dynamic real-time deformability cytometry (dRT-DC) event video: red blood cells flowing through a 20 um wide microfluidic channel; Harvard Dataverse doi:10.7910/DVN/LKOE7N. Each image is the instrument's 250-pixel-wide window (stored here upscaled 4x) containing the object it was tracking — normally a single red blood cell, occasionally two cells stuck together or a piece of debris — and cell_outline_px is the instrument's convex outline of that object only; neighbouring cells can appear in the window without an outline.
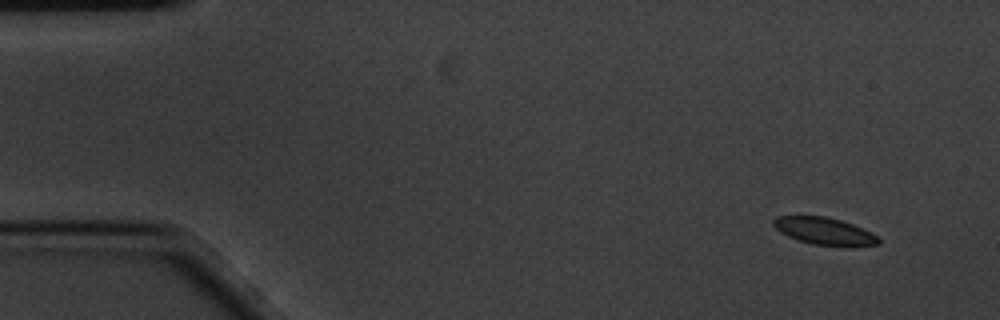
{"species": "common noctule bat (a hibernating species)", "species_latin": "Nyctalus noctula", "temperature_condition": "cold", "stored_images_in_passage": 4, "camera_frame_rate_fps": 3000, "um_per_image_px": 0.085, "animal": {"sex": "male", "body_mass_g": 20.1, "forearm_length_mm": 53.5}, "frame": {"image": 1, "passage_image": 1, "time_ms": 0.0, "image_size_px": [1000, 320], "cell_outline_px": [[880, 244], [856, 248], [848, 248], [812, 244], [796, 240], [780, 232], [772, 224], [772, 220], [776, 216], [824, 216], [840, 220], [852, 224], [876, 236], [880, 240]], "centroid_in_image_um": [70.08, 19.68], "position_along_channel_um": 14.9, "area_um2": 16.99}}